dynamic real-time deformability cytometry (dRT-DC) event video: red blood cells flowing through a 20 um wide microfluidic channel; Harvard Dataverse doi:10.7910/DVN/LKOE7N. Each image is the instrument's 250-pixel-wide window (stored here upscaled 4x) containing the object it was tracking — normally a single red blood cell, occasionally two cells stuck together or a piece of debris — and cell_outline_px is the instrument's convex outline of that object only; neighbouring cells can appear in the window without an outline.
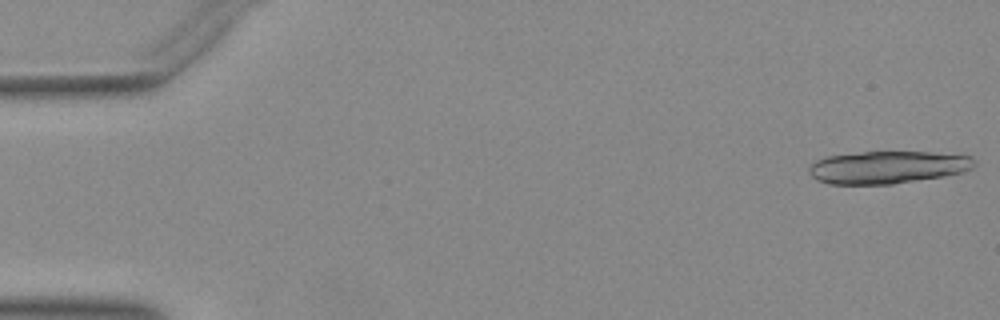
{"species": "Egyptian fruit bat (a non-hibernating species)", "species_latin": "Rousettus aegyptiacus", "temperature_condition": "warm", "stored_images_in_passage": 17, "camera_frame_rate_fps": 3000, "um_per_image_px": 0.085, "animal": {"sex": "female"}, "frame": {"image": 1, "passage_image": 1, "time_ms": 0.0, "image_size_px": [1000, 320], "cell_outline_px": [[976, 164], [972, 168], [964, 172], [944, 176], [892, 184], [828, 184], [816, 180], [808, 172], [808, 168], [816, 160], [828, 156], [864, 152], [932, 152], [972, 156], [976, 160]], "centroid_in_image_um": [75.47, 14.22], "position_along_channel_um": 9.5, "area_um2": 31.44}}